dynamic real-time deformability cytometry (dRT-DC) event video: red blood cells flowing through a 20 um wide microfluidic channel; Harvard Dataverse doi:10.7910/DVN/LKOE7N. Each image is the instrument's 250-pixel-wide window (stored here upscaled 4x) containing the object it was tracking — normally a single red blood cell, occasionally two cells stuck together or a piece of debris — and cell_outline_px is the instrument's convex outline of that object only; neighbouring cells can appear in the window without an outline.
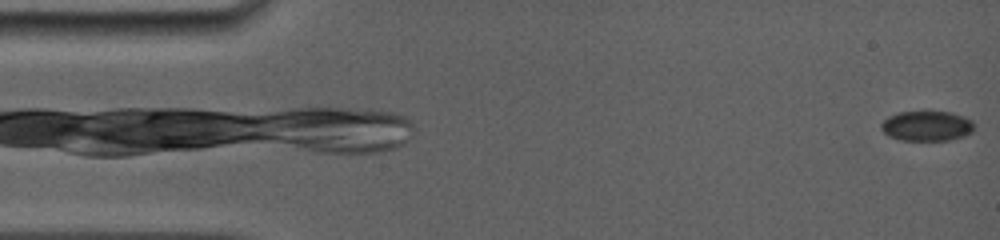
{"species": "common noctule bat (a hibernating species)", "species_latin": "Nyctalus noctula", "temperature_condition": "room temperature", "stored_images_in_passage": 22, "camera_frame_rate_fps": 5000, "um_per_image_px": 0.085, "animal": {"sex": "female", "body_mass_g": 19.0, "forearm_length_mm": 56.7}, "frame": {"image": 1, "passage_image": 1, "time_ms": 0.0, "image_size_px": [1000, 240], "cell_outline_px": [[972, 132], [964, 136], [948, 140], [900, 140], [888, 136], [880, 128], [880, 124], [888, 116], [896, 112], [952, 112], [964, 116], [972, 120]], "centroid_in_image_um": [78.74, 10.7], "position_along_channel_um": 6.3, "area_um2": 16.3}}
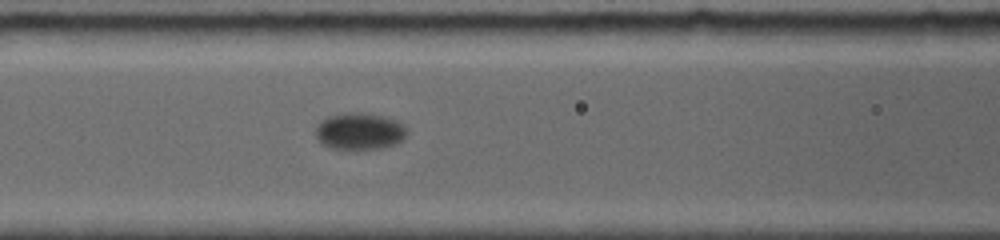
{"frame": {"image": 2, "passage_image": 10, "time_ms": 7.2, "image_size_px": [1000, 240], "cell_outline_px": [[404, 140], [396, 144], [380, 148], [332, 148], [320, 144], [316, 136], [316, 124], [320, 120], [328, 116], [348, 112], [356, 112], [380, 116], [396, 120], [404, 124]], "centroid_in_image_um": [30.51, 11.15], "position_along_channel_um": 136.1, "area_um2": 19.36}}
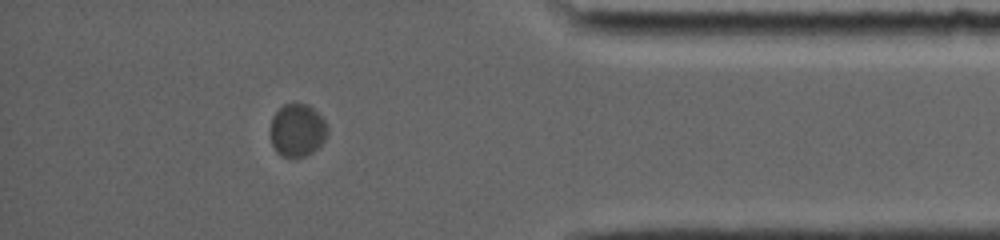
{"frame": {"image": 3, "passage_image": 19, "time_ms": 15.2, "image_size_px": [1000, 240], "cell_outline_px": [[328, 136], [312, 152], [304, 156], [284, 156], [272, 144], [268, 128], [272, 116], [284, 104], [308, 104], [324, 120], [328, 128]], "centroid_in_image_um": [25.25, 11.04], "position_along_channel_um": 409.9, "area_um2": 17.4}, "authors_computed_cell_mechanics": {"area_um2": 18.0914, "velocity_mm_per_s": 3.6375, "shape_relaxation_time_tau1_ms": 1.3686, "shape_relaxation_time_tau2_ms": null, "deformation_change_tau1": 0.0396, "deformation_change_tau2": null}}